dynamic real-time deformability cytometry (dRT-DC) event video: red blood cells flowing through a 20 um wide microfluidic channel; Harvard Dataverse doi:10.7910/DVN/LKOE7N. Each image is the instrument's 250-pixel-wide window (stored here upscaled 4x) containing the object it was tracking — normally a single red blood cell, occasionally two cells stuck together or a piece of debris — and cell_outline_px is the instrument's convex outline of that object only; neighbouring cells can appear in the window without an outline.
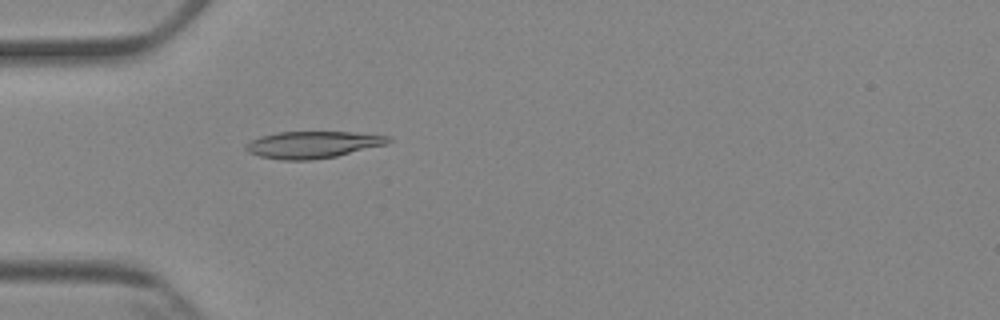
{"species": "Egyptian fruit bat (a non-hibernating species)", "species_latin": "Rousettus aegyptiacus", "temperature_condition": "cold", "stored_images_in_passage": 5, "camera_frame_rate_fps": 3000, "um_per_image_px": 0.085, "animal": {"sex": "female"}, "frame": {"image": 1, "passage_image": 5, "time_ms": 4.667, "image_size_px": [1000, 320], "cell_outline_px": [[392, 140], [388, 144], [336, 156], [312, 160], [280, 160], [260, 156], [248, 152], [244, 148], [244, 144], [260, 136], [276, 132], [356, 132], [388, 136]], "centroid_in_image_um": [26.57, 12.29], "position_along_channel_um": 58.4, "area_um2": 22.43}}